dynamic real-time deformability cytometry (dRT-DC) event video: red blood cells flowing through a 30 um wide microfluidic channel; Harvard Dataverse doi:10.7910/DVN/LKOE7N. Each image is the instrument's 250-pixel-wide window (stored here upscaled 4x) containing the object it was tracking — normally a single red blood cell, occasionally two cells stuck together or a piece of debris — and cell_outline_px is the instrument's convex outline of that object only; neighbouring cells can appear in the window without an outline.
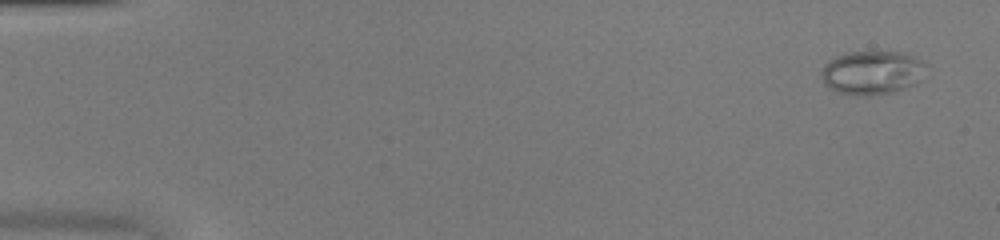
{"species": "common noctule bat (a hibernating species)", "species_latin": "Nyctalus noctula", "temperature_condition": "warm", "stored_images_in_passage": 52, "camera_frame_rate_fps": 3000, "um_per_image_px": 0.085, "animal": {"sex": "female", "body_mass_g": 20.0, "forearm_length_mm": 54.0}, "frame": {"image": 1, "passage_image": 3, "time_ms": 0.667, "image_size_px": [1000, 240], "cell_outline_px": [[924, 80], [916, 84], [892, 92], [868, 96], [856, 96], [836, 92], [828, 88], [824, 84], [820, 76], [820, 72], [824, 64], [828, 60], [836, 56], [848, 52], [904, 52], [920, 60], [924, 64]], "centroid_in_image_um": [74.09, 6.19], "position_along_channel_um": 10.9, "area_um2": 27.11}}
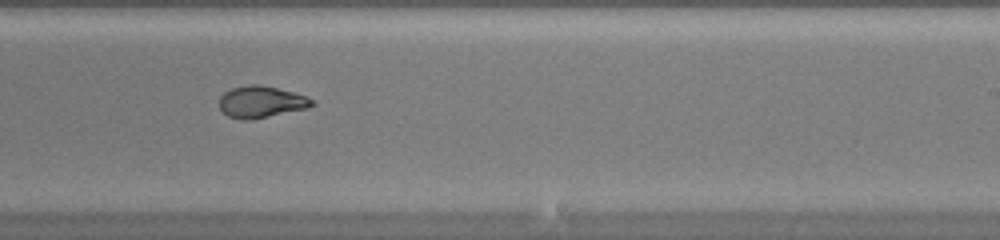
{"frame": {"image": 2, "passage_image": 33, "time_ms": 10.667, "image_size_px": [1000, 240], "cell_outline_px": [[316, 104], [304, 108], [268, 116], [248, 120], [240, 120], [228, 116], [220, 108], [220, 96], [224, 92], [232, 88], [248, 84], [260, 84], [292, 92], [316, 100]], "centroid_in_image_um": [22.17, 8.65], "position_along_channel_um": 266.8, "area_um2": 16.88}}
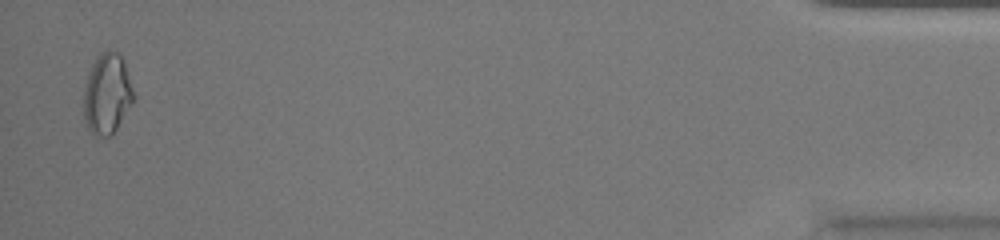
{"frame": {"image": 3, "passage_image": 51, "time_ms": 16.667, "image_size_px": [1000, 240], "cell_outline_px": [[136, 96], [132, 104], [112, 136], [96, 136], [88, 128], [84, 120], [84, 84], [96, 56], [100, 52], [116, 52], [120, 56], [124, 64]], "centroid_in_image_um": [9.1, 8.02], "position_along_channel_um": 426.1, "area_um2": 23.29}, "authors_computed_cell_mechanics": {"area_um2": 20.23, "velocity_mm_per_s": 4.0448, "shape_relaxation_time_tau1_ms": null, "shape_relaxation_time_tau2_ms": 1.114, "deformation_change_tau1": null, "deformation_change_tau2": 0.0509}}